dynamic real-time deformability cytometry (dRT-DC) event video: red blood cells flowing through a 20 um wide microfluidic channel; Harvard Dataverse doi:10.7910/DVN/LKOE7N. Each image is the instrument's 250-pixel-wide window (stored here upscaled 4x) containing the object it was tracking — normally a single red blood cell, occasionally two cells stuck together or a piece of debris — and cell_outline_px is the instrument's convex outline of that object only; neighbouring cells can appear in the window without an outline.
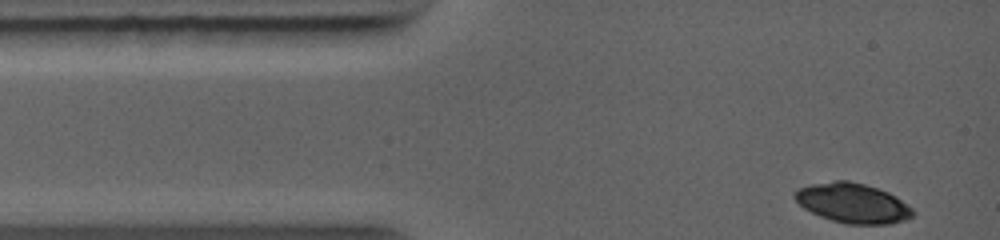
{"species": "common noctule bat (a hibernating species)", "species_latin": "Nyctalus noctula", "temperature_condition": "warm", "stored_images_in_passage": 4, "camera_frame_rate_fps": 5000, "um_per_image_px": 0.085, "animal": {"sex": "female", "body_mass_g": 19.0, "forearm_length_mm": 56.7}, "frame": {"image": 1, "passage_image": 1, "time_ms": 0.0, "image_size_px": [1000, 240], "cell_outline_px": [[916, 212], [912, 216], [904, 220], [892, 224], [844, 224], [820, 216], [804, 208], [792, 196], [800, 188], [812, 184], [836, 180], [848, 180], [864, 184], [888, 192], [896, 196], [912, 208]], "centroid_in_image_um": [72.5, 17.27], "position_along_channel_um": 12.5, "area_um2": 27.22}}
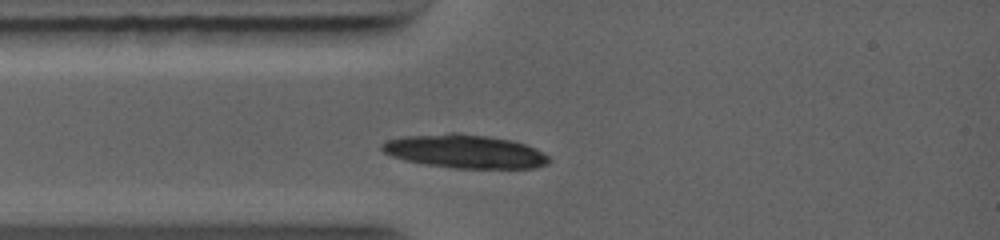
{"frame": {"image": 2, "passage_image": 4, "time_ms": 1.8, "image_size_px": [1000, 240], "cell_outline_px": [[552, 160], [548, 164], [536, 168], [452, 168], [424, 164], [404, 160], [392, 156], [384, 152], [380, 148], [380, 144], [388, 140], [404, 136], [448, 132], [456, 132], [488, 136], [512, 140], [536, 148], [548, 156]], "centroid_in_image_um": [39.51, 12.86], "position_along_channel_um": 45.5, "area_um2": 32.95}}